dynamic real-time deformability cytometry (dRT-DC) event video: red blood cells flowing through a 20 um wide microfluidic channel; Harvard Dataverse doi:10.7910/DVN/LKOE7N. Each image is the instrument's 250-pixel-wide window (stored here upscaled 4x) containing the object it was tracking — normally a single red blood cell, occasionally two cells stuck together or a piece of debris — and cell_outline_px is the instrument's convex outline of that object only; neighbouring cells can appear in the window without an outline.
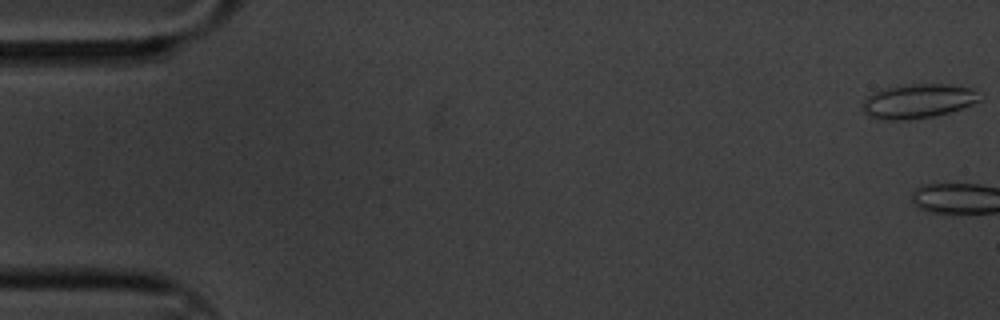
{"species": "common noctule bat (a hibernating species)", "species_latin": "Nyctalus noctula", "temperature_condition": "cold", "stored_images_in_passage": 3, "camera_frame_rate_fps": 3000, "um_per_image_px": 0.085, "animal": {"sex": "male", "body_mass_g": 20.1, "forearm_length_mm": 53.5}, "frame": {"image": 1, "passage_image": 1, "time_ms": 0.0, "image_size_px": [1000, 320], "cell_outline_px": [[980, 100], [972, 104], [948, 112], [932, 116], [908, 120], [876, 120], [868, 116], [864, 112], [864, 100], [872, 92], [884, 88], [904, 84], [948, 84], [972, 88], [976, 92]], "centroid_in_image_um": [77.97, 8.59], "position_along_channel_um": 7.0, "area_um2": 23.35}}